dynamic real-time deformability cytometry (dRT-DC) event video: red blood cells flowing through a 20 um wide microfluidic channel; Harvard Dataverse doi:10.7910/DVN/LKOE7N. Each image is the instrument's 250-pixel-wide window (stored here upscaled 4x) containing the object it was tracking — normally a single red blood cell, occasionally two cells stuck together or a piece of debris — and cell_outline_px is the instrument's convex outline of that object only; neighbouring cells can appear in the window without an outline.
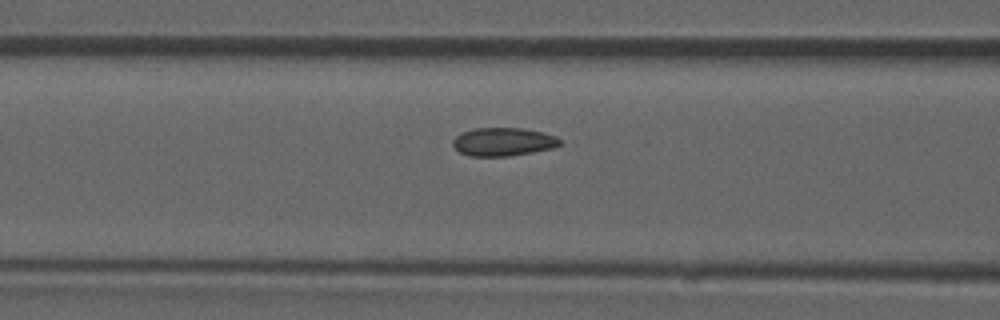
{"species": "common noctule bat (a hibernating species)", "species_latin": "Nyctalus noctula", "temperature_condition": "room temperature", "stored_images_in_passage": 38, "camera_frame_rate_fps": 3000, "um_per_image_px": 0.085, "animal": {"sex": "male", "forearm_length_mm": 52.5}, "frame": {"image": 1, "passage_image": 6, "time_ms": 1.667, "image_size_px": [1000, 320], "cell_outline_px": [[560, 144], [552, 148], [532, 152], [508, 156], [468, 156], [460, 152], [452, 144], [452, 140], [460, 132], [476, 128], [524, 128], [544, 132], [556, 136], [560, 140]], "centroid_in_image_um": [42.75, 12.04], "position_along_channel_um": 123.8, "area_um2": 17.69}, "authors_computed_cell_mechanics": {"area_um2": 17.2244, "velocity_mm_per_s": 3.8439, "shape_relaxation_time_tau1_ms": null, "shape_relaxation_time_tau2_ms": 1.4041, "deformation_change_tau1": null, "deformation_change_tau2": 0.0597}}